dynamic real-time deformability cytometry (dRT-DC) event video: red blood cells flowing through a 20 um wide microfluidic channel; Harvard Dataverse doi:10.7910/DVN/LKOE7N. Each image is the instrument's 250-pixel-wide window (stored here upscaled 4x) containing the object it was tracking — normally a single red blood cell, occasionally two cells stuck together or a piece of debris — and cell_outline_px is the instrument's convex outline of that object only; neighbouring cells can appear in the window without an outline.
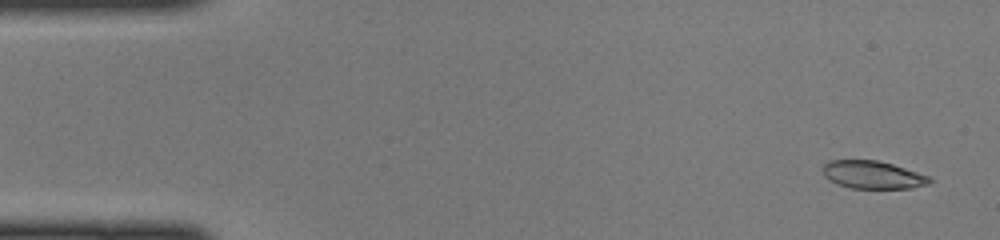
{"species": "common noctule bat (a hibernating species)", "species_latin": "Nyctalus noctula", "temperature_condition": "cold", "stored_images_in_passage": 47, "camera_frame_rate_fps": 3000, "um_per_image_px": 0.085, "animal": {"sex": "female", "body_mass_g": 22.0, "forearm_length_mm": 56.7}, "frame": {"image": 1, "passage_image": 2, "time_ms": 0.333, "image_size_px": [1000, 240], "cell_outline_px": [[932, 180], [928, 184], [912, 188], [852, 188], [836, 184], [828, 180], [824, 176], [824, 164], [828, 160], [876, 160], [892, 164], [928, 176]], "centroid_in_image_um": [74.14, 14.86], "position_along_channel_um": 10.9, "area_um2": 17.17}}
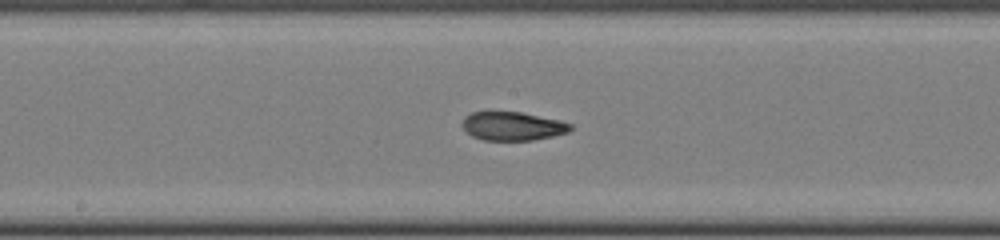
{"frame": {"image": 2, "passage_image": 24, "time_ms": 7.667, "image_size_px": [1000, 240], "cell_outline_px": [[572, 128], [568, 132], [552, 136], [532, 140], [484, 140], [472, 136], [460, 124], [464, 116], [472, 112], [524, 112], [560, 120], [572, 124]], "centroid_in_image_um": [43.57, 10.71], "position_along_channel_um": 204.6, "area_um2": 18.09}}
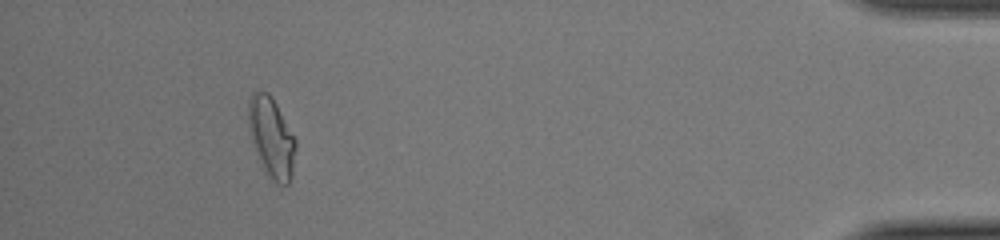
{"frame": {"image": 3, "passage_image": 43, "time_ms": 14.0, "image_size_px": [1000, 240], "cell_outline_px": [[296, 148], [292, 176], [288, 184], [276, 184], [264, 172], [260, 164], [252, 140], [248, 124], [248, 96], [256, 88], [268, 92], [272, 96], [296, 140]], "centroid_in_image_um": [23.06, 11.65], "position_along_channel_um": 412.1, "area_um2": 22.43}}